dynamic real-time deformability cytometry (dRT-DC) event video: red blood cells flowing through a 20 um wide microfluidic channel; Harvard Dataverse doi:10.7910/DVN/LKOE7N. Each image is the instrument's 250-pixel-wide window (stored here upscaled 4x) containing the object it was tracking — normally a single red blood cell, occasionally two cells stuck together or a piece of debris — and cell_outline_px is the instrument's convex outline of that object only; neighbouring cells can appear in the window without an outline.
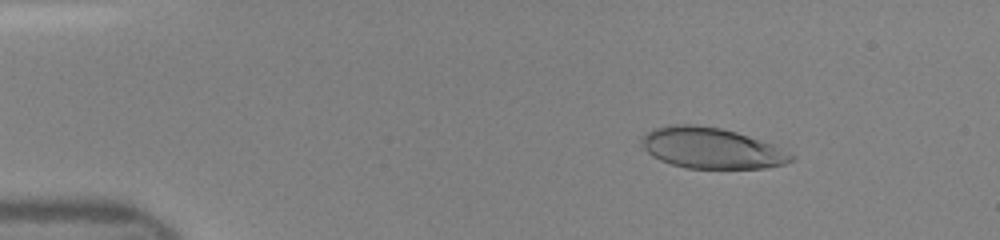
{"species": "human", "species_latin": "Homo sapiens", "temperature_condition": "room temperature", "stored_images_in_passage": 40, "camera_frame_rate_fps": 3000, "um_per_image_px": 0.085, "donor": {"sex": "female"}, "frame": {"image": 1, "passage_image": 7, "time_ms": 2.0, "image_size_px": [1000, 240], "cell_outline_px": [[796, 160], [784, 164], [764, 168], [684, 168], [660, 160], [652, 156], [644, 148], [640, 140], [640, 136], [656, 128], [672, 124], [696, 124], [720, 128], [736, 132], [772, 144], [796, 156]], "centroid_in_image_um": [60.47, 12.59], "position_along_channel_um": 24.5, "area_um2": 35.55}}
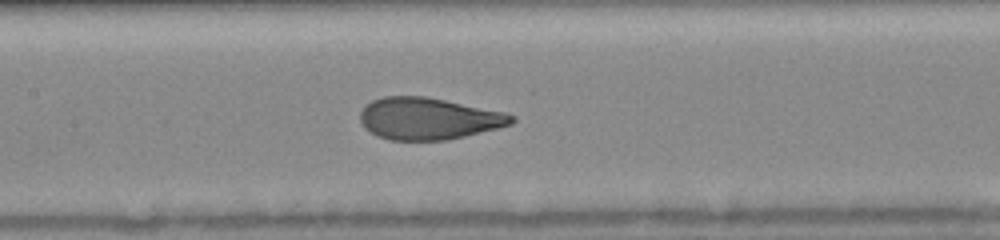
{"frame": {"image": 2, "passage_image": 23, "time_ms": 7.333, "image_size_px": [1000, 240], "cell_outline_px": [[516, 120], [512, 124], [448, 140], [392, 140], [376, 136], [368, 132], [364, 128], [360, 120], [360, 112], [372, 100], [384, 96], [424, 96], [504, 112], [516, 116]], "centroid_in_image_um": [36.39, 10.09], "position_along_channel_um": 171.0, "area_um2": 36.82}}
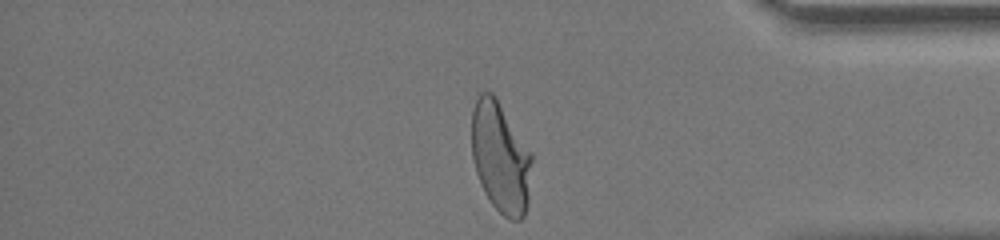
{"frame": {"image": 3, "passage_image": 40, "time_ms": 13.0, "image_size_px": [1000, 240], "cell_outline_px": [[532, 160], [528, 204], [524, 216], [520, 220], [512, 220], [504, 216], [492, 204], [484, 192], [480, 184], [476, 172], [472, 156], [472, 108], [480, 92], [492, 92], [496, 96], [532, 152]], "centroid_in_image_um": [42.55, 13.37], "position_along_channel_um": 392.6, "area_um2": 39.19}}